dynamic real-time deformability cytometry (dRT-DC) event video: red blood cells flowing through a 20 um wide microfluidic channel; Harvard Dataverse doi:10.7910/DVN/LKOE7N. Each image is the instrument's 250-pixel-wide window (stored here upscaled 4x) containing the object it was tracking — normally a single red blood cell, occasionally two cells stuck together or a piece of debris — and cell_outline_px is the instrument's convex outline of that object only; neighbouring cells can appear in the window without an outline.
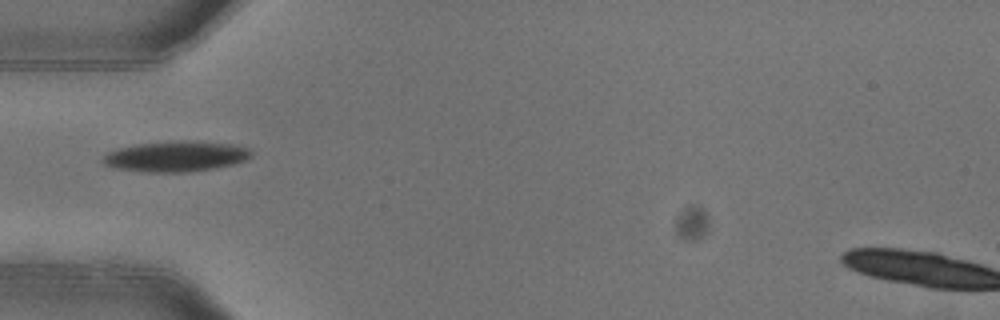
{"species": "common noctule bat (a hibernating species)", "species_latin": "Nyctalus noctula", "temperature_condition": "warm", "stored_images_in_passage": 2, "camera_frame_rate_fps": 3000, "um_per_image_px": 0.085, "animal": {"sex": "female"}, "frame": {"image": 1, "passage_image": 2, "time_ms": 0.333, "image_size_px": [1000, 320], "cell_outline_px": [[252, 156], [236, 164], [188, 172], [148, 172], [112, 168], [104, 164], [100, 160], [108, 152], [116, 148], [136, 144], [180, 140], [188, 140], [232, 144], [248, 148], [252, 152]], "centroid_in_image_um": [14.92, 13.29], "position_along_channel_um": 70.1, "area_um2": 26.59}}